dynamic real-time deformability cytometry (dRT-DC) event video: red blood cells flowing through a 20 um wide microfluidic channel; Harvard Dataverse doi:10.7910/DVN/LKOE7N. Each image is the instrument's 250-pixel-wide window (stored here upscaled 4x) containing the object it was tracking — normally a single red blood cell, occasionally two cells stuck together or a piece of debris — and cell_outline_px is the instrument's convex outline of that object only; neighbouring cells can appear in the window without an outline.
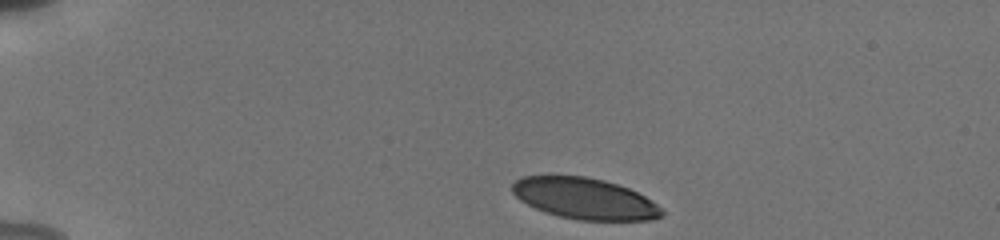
{"species": "human", "species_latin": "Homo sapiens", "temperature_condition": "cold", "stored_images_in_passage": 6, "camera_frame_rate_fps": 3000, "um_per_image_px": 0.085, "donor": {"sex": "male"}, "frame": {"image": 1, "passage_image": 1, "time_ms": 0.0, "image_size_px": [1000, 240], "cell_outline_px": [[664, 212], [660, 216], [652, 220], [580, 220], [560, 216], [544, 212], [520, 200], [512, 192], [512, 184], [520, 176], [584, 176], [604, 180], [628, 188], [644, 196], [656, 204]], "centroid_in_image_um": [49.67, 16.87], "position_along_channel_um": 35.3, "area_um2": 35.55}}
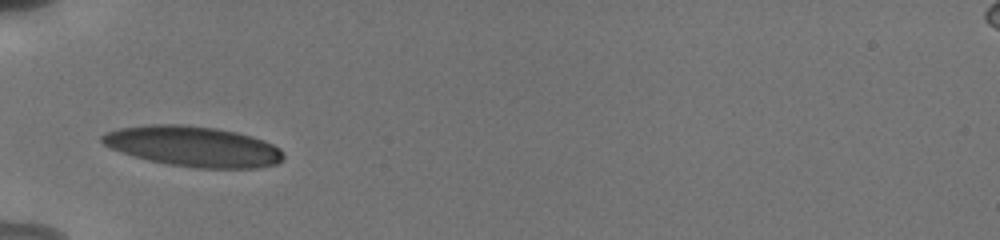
{"frame": {"image": 2, "passage_image": 5, "time_ms": 2.667, "image_size_px": [1000, 240], "cell_outline_px": [[284, 156], [276, 164], [256, 168], [196, 168], [168, 164], [148, 160], [112, 148], [104, 144], [100, 140], [100, 136], [104, 132], [116, 128], [144, 124], [184, 124], [216, 128], [236, 132], [252, 136], [264, 140], [280, 148]], "centroid_in_image_um": [16.4, 12.43], "position_along_channel_um": 68.6, "area_um2": 42.77}}